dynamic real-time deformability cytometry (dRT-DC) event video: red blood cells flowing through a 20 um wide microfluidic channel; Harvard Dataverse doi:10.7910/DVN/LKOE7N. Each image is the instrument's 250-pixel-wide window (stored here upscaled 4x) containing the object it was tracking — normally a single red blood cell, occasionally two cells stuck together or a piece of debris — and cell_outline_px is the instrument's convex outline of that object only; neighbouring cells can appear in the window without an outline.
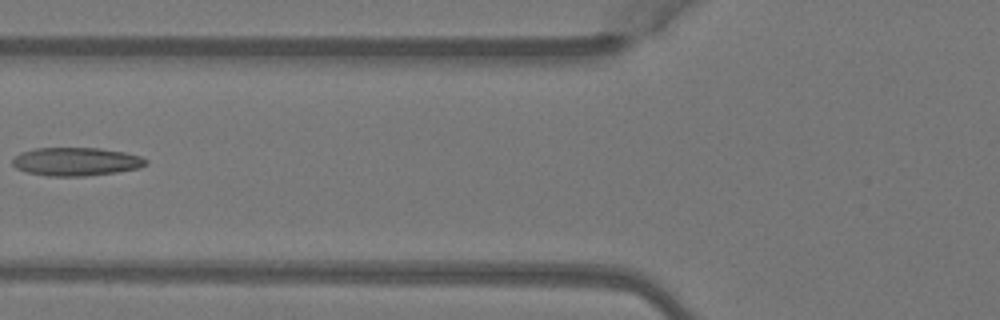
{"species": "Egyptian fruit bat (a non-hibernating species)", "species_latin": "Rousettus aegyptiacus", "temperature_condition": "warm", "stored_images_in_passage": 7, "camera_frame_rate_fps": 3000, "um_per_image_px": 0.085, "animal": {"sex": "female"}, "frame": {"image": 1, "passage_image": 6, "time_ms": 1.667, "image_size_px": [1000, 320], "cell_outline_px": [[148, 164], [140, 168], [116, 172], [84, 176], [48, 176], [28, 172], [16, 168], [12, 164], [12, 160], [20, 152], [36, 148], [100, 148], [124, 152], [140, 156], [148, 160]], "centroid_in_image_um": [6.49, 13.73], "position_along_channel_um": 119.3, "area_um2": 22.02}}
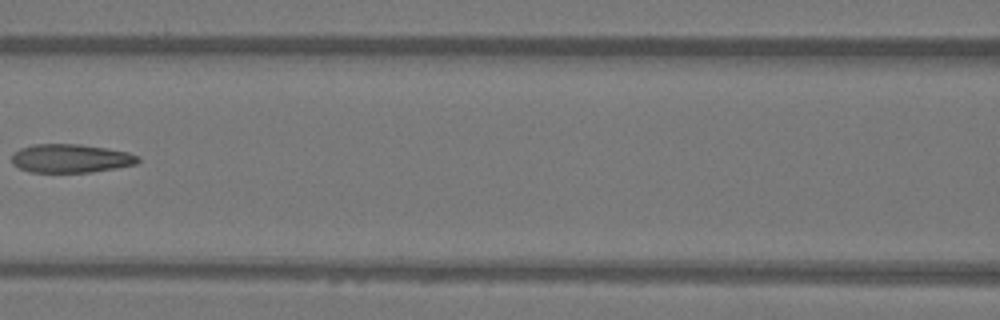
{"frame": {"image": 2, "passage_image": 7, "time_ms": 2.0, "image_size_px": [1000, 320], "cell_outline_px": [[140, 160], [136, 164], [116, 168], [92, 172], [28, 172], [12, 164], [12, 152], [20, 148], [32, 144], [80, 144], [108, 148], [128, 152], [140, 156]], "centroid_in_image_um": [6.01, 13.46], "position_along_channel_um": 160.6, "area_um2": 21.27}}